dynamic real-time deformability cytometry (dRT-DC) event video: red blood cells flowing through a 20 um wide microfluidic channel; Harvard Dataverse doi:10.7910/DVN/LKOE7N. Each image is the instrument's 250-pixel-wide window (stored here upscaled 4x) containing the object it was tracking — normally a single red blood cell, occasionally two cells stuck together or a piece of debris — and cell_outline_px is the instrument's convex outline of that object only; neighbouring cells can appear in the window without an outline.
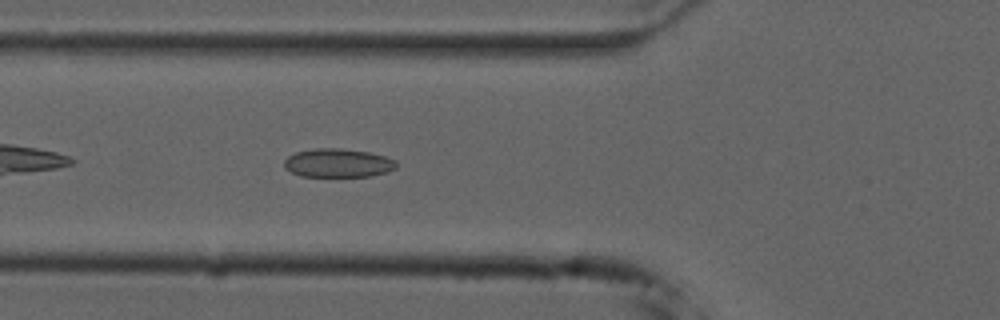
{"species": "common noctule bat (a hibernating species)", "species_latin": "Nyctalus noctula", "temperature_condition": "cold", "stored_images_in_passage": 34, "camera_frame_rate_fps": 3000, "um_per_image_px": 0.085, "animal": {"sex": "male", "forearm_length_mm": 52.5}, "frame": {"image": 1, "passage_image": 7, "time_ms": 2.0, "image_size_px": [1000, 320], "cell_outline_px": [[396, 168], [388, 172], [372, 176], [300, 176], [284, 168], [284, 160], [288, 156], [296, 152], [316, 148], [340, 148], [368, 152], [384, 156], [396, 160]], "centroid_in_image_um": [28.73, 13.85], "position_along_channel_um": 97.1, "area_um2": 18.73}}
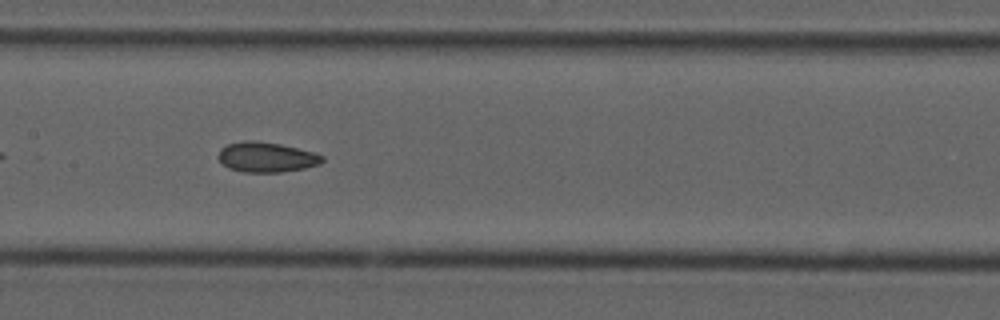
{"frame": {"image": 2, "passage_image": 14, "time_ms": 4.333, "image_size_px": [1000, 320], "cell_outline_px": [[324, 160], [320, 164], [304, 168], [280, 172], [244, 172], [228, 168], [216, 156], [220, 148], [228, 144], [244, 140], [252, 140], [280, 144], [312, 152], [324, 156]], "centroid_in_image_um": [22.61, 13.35], "position_along_channel_um": 184.8, "area_um2": 18.15}}
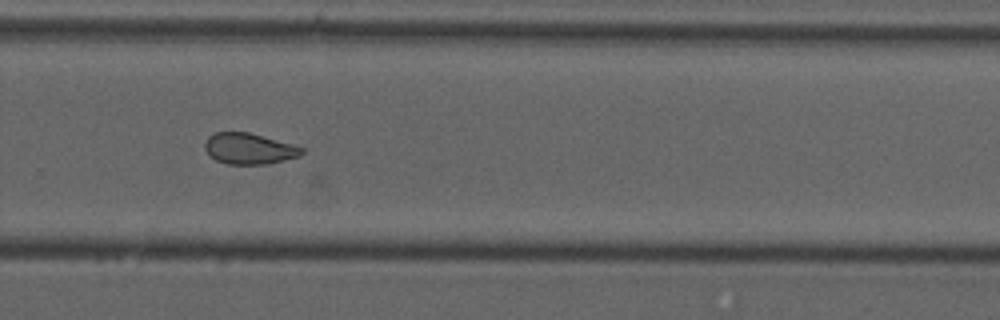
{"frame": {"image": 3, "passage_image": 24, "time_ms": 7.667, "image_size_px": [1000, 320], "cell_outline_px": [[304, 152], [300, 156], [268, 164], [228, 164], [216, 160], [204, 148], [204, 144], [208, 136], [216, 132], [248, 132], [292, 144], [304, 148]], "centroid_in_image_um": [21.18, 12.63], "position_along_channel_um": 308.6, "area_um2": 17.4}, "authors_computed_cell_mechanics": {"area_um2": 18.3804, "velocity_mm_per_s": 3.736, "shape_relaxation_time_tau1_ms": null, "shape_relaxation_time_tau2_ms": 2.4356, "deformation_change_tau1": null, "deformation_change_tau2": 0.0704}}